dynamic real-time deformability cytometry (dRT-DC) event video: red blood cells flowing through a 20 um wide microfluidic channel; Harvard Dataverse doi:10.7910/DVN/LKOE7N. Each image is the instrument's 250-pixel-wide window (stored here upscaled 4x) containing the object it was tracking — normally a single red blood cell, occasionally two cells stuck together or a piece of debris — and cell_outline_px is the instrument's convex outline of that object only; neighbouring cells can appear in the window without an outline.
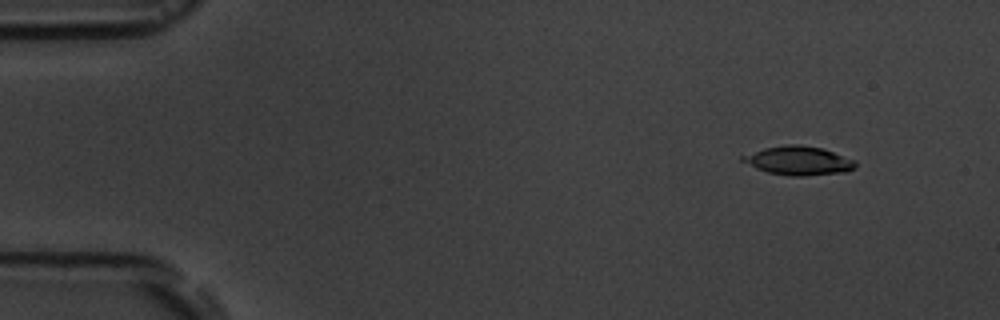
{"species": "common noctule bat (a hibernating species)", "species_latin": "Nyctalus noctula", "temperature_condition": "room temperature", "stored_images_in_passage": 8, "camera_frame_rate_fps": 3000, "um_per_image_px": 0.085, "animal": {"sex": "male", "body_mass_g": 19.5, "forearm_length_mm": 54.6}, "frame": {"image": 1, "passage_image": 2, "time_ms": 1.0, "image_size_px": [1000, 320], "cell_outline_px": [[856, 168], [844, 172], [804, 176], [788, 176], [768, 172], [756, 168], [740, 160], [740, 156], [764, 148], [788, 144], [800, 144], [820, 148], [856, 160]], "centroid_in_image_um": [67.87, 13.66], "position_along_channel_um": 17.1, "area_um2": 18.9}}